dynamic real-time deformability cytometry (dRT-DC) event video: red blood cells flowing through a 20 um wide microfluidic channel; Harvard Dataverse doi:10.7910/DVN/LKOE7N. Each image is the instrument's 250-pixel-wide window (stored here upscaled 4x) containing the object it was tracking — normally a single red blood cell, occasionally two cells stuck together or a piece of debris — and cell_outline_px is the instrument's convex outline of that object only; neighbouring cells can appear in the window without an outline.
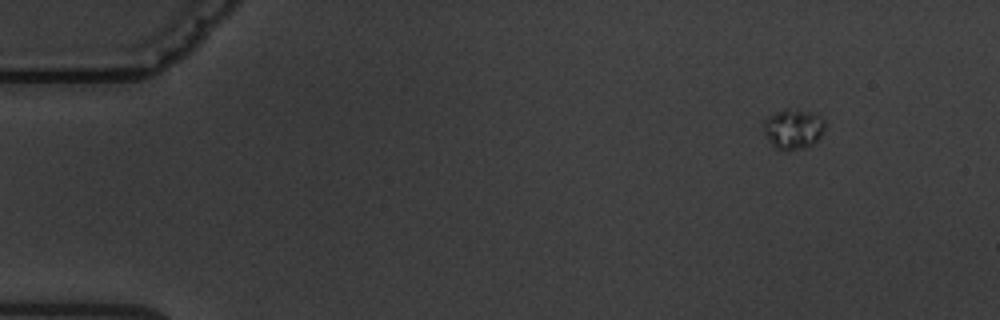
{"species": "common noctule bat (a hibernating species)", "species_latin": "Nyctalus noctula", "temperature_condition": "warm", "stored_images_in_passage": 7, "camera_frame_rate_fps": 3000, "um_per_image_px": 0.085, "animal": {"sex": "male", "body_mass_g": 19.5, "forearm_length_mm": 54.6}, "frame": {"image": 1, "passage_image": 1, "time_ms": 0.0, "image_size_px": [1000, 320], "cell_outline_px": [[824, 128], [820, 136], [812, 144], [804, 148], [784, 152], [776, 148], [768, 140], [764, 132], [764, 120], [768, 116], [784, 108], [812, 112], [824, 116]], "centroid_in_image_um": [67.42, 10.96], "position_along_channel_um": 17.6, "area_um2": 14.45}}